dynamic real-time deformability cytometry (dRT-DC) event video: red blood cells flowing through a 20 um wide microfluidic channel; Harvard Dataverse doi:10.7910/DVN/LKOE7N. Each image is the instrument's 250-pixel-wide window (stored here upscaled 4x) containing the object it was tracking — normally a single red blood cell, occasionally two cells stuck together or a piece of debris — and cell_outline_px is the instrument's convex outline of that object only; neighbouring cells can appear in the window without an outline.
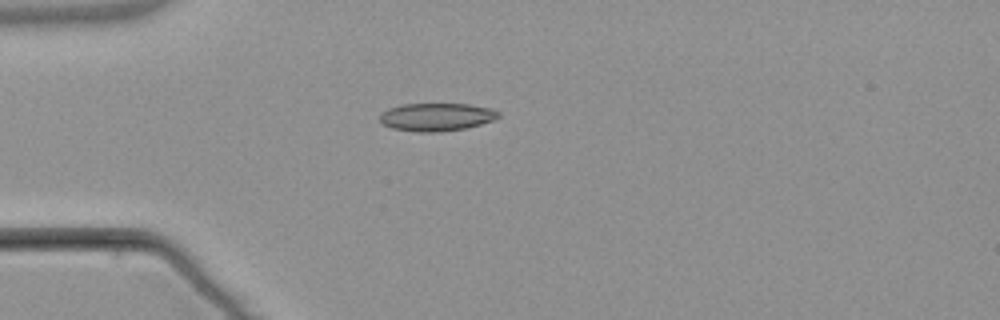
{"species": "common noctule bat (a hibernating species)", "species_latin": "Nyctalus noctula", "temperature_condition": "warm", "stored_images_in_passage": 2, "camera_frame_rate_fps": 3000, "um_per_image_px": 0.085, "animal": {"sex": "male", "body_mass_g": 21.5, "forearm_length_mm": 52.0}, "frame": {"image": 1, "passage_image": 1, "time_ms": 0.0, "image_size_px": [1000, 320], "cell_outline_px": [[500, 116], [492, 120], [480, 124], [464, 128], [440, 132], [416, 132], [392, 128], [380, 124], [380, 116], [388, 108], [404, 104], [468, 104], [492, 108], [500, 112]], "centroid_in_image_um": [37.09, 9.94], "position_along_channel_um": 47.9, "area_um2": 19.31}}